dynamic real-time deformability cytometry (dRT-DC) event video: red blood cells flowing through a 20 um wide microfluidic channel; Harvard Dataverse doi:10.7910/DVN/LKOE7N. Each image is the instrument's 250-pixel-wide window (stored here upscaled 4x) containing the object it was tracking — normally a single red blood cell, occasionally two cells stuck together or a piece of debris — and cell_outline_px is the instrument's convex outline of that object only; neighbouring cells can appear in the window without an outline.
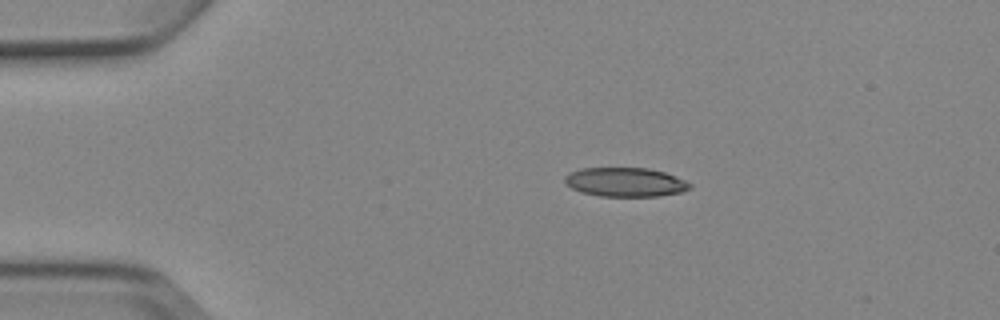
{"species": "Egyptian fruit bat (a non-hibernating species)", "species_latin": "Rousettus aegyptiacus", "temperature_condition": "cold", "stored_images_in_passage": 6, "camera_frame_rate_fps": 3000, "um_per_image_px": 0.085, "animal": {"sex": "female"}, "frame": {"image": 1, "passage_image": 4, "time_ms": 3.333, "image_size_px": [1000, 320], "cell_outline_px": [[692, 188], [680, 192], [660, 196], [600, 196], [580, 192], [564, 184], [564, 176], [580, 168], [648, 168], [664, 172], [676, 176], [692, 184]], "centroid_in_image_um": [53.14, 15.48], "position_along_channel_um": 31.9, "area_um2": 21.27}}
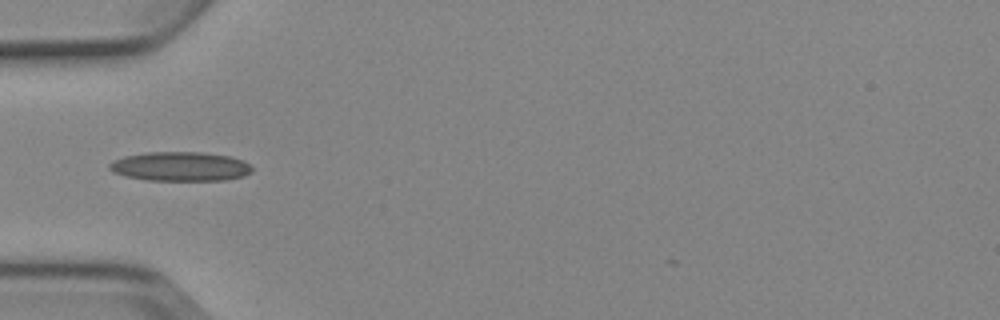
{"frame": {"image": 2, "passage_image": 6, "time_ms": 5.667, "image_size_px": [1000, 320], "cell_outline_px": [[252, 172], [244, 176], [224, 180], [148, 180], [124, 176], [112, 172], [108, 168], [108, 164], [112, 160], [124, 156], [148, 152], [204, 152], [232, 156], [244, 160], [252, 168]], "centroid_in_image_um": [15.31, 14.14], "position_along_channel_um": 69.7, "area_um2": 24.57}}